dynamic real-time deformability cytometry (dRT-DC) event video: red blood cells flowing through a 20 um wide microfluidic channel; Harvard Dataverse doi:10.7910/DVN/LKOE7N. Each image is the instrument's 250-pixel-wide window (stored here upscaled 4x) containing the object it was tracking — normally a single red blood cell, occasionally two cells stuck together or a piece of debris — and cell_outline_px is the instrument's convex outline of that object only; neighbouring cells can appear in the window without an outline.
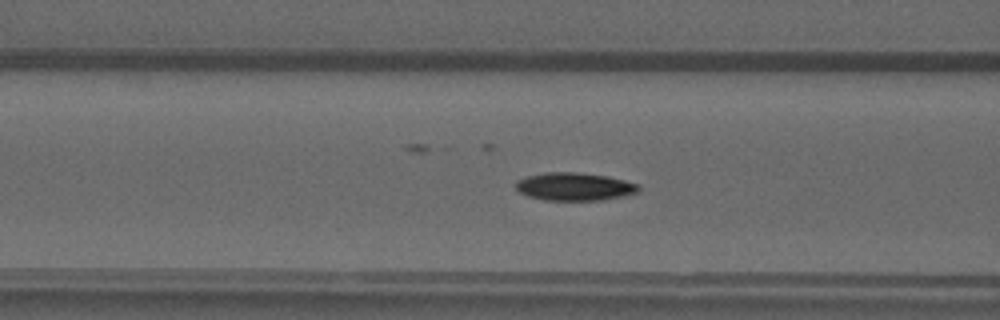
{"species": "common noctule bat (a hibernating species)", "species_latin": "Nyctalus noctula", "temperature_condition": "warm", "stored_images_in_passage": 39, "camera_frame_rate_fps": 3000, "um_per_image_px": 0.085, "animal": {"sex": "male", "forearm_length_mm": 52.5}, "frame": {"image": 1, "passage_image": 10, "time_ms": 3.0, "image_size_px": [1000, 320], "cell_outline_px": [[640, 192], [604, 200], [544, 200], [528, 196], [520, 192], [516, 188], [516, 180], [528, 176], [544, 172], [580, 172], [608, 176], [640, 184]], "centroid_in_image_um": [48.86, 15.85], "position_along_channel_um": 117.7, "area_um2": 20.17}}
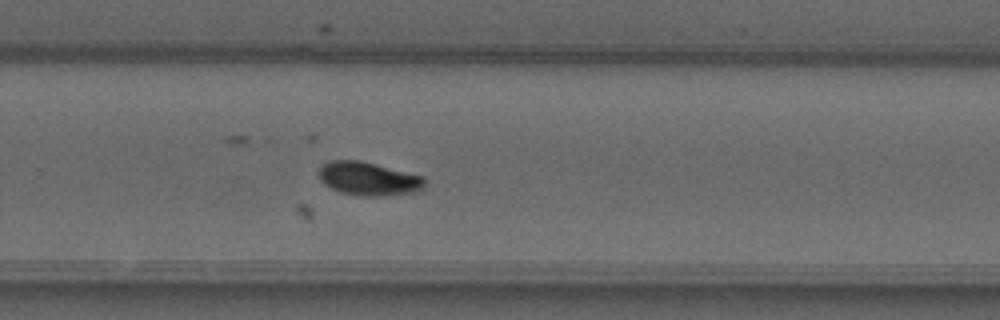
{"frame": {"image": 2, "passage_image": 23, "time_ms": 7.333, "image_size_px": [1000, 320], "cell_outline_px": [[424, 184], [416, 192], [384, 196], [356, 196], [340, 192], [324, 184], [320, 180], [320, 164], [328, 160], [360, 160], [424, 176]], "centroid_in_image_um": [31.29, 15.19], "position_along_channel_um": 298.5, "area_um2": 20.75}}
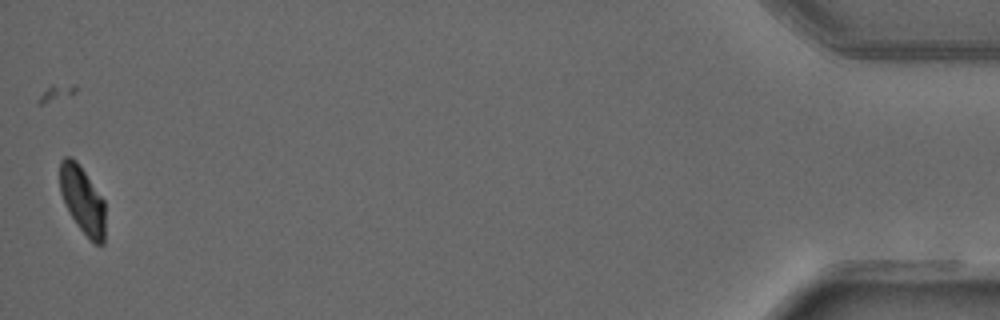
{"frame": {"image": 3, "passage_image": 39, "time_ms": 12.667, "image_size_px": [1000, 320], "cell_outline_px": [[104, 244], [96, 244], [76, 224], [60, 192], [60, 160], [64, 156], [72, 156], [76, 160], [104, 200]], "centroid_in_image_um": [7.0, 16.95], "position_along_channel_um": 428.2, "area_um2": 17.4}}